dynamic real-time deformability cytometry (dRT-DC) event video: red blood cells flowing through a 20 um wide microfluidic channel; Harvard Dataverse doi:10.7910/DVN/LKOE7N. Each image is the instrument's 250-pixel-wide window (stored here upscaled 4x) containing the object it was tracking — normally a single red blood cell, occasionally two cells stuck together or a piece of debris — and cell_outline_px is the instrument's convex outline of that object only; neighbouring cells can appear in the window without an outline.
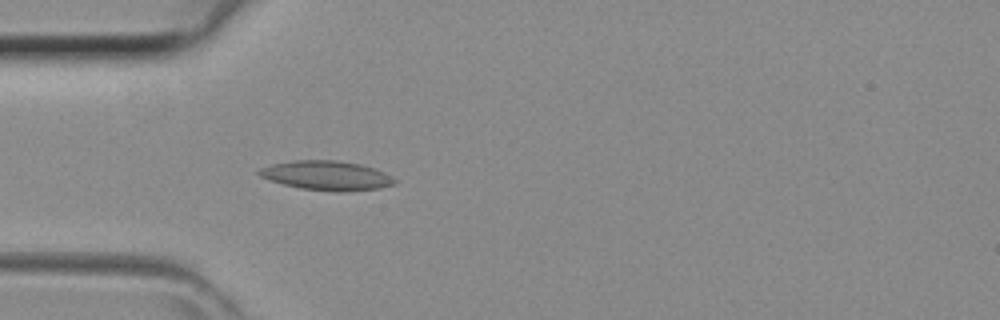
{"species": "common noctule bat (a hibernating species)", "species_latin": "Nyctalus noctula", "temperature_condition": "room temperature", "stored_images_in_passage": 29, "camera_frame_rate_fps": 3000, "um_per_image_px": 0.085, "animal": {"sex": "female", "body_mass_g": 29.2, "forearm_length_mm": 56.3}, "frame": {"image": 1, "passage_image": 2, "time_ms": 0.333, "image_size_px": [1000, 320], "cell_outline_px": [[396, 184], [380, 188], [340, 192], [336, 192], [300, 188], [284, 184], [260, 176], [256, 172], [260, 168], [272, 164], [296, 160], [336, 160], [360, 164], [384, 172], [392, 176], [396, 180]], "centroid_in_image_um": [27.79, 14.92], "position_along_channel_um": 57.2, "area_um2": 23.06}}
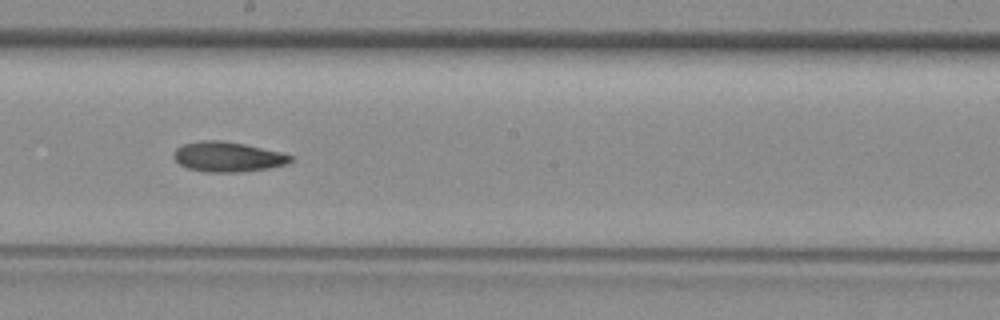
{"frame": {"image": 2, "passage_image": 13, "time_ms": 4.0, "image_size_px": [1000, 320], "cell_outline_px": [[292, 160], [284, 164], [268, 168], [240, 172], [204, 172], [188, 168], [180, 164], [172, 156], [176, 148], [184, 144], [200, 140], [220, 140], [244, 144], [280, 152], [292, 156]], "centroid_in_image_um": [19.31, 13.33], "position_along_channel_um": 228.9, "area_um2": 20.23}}
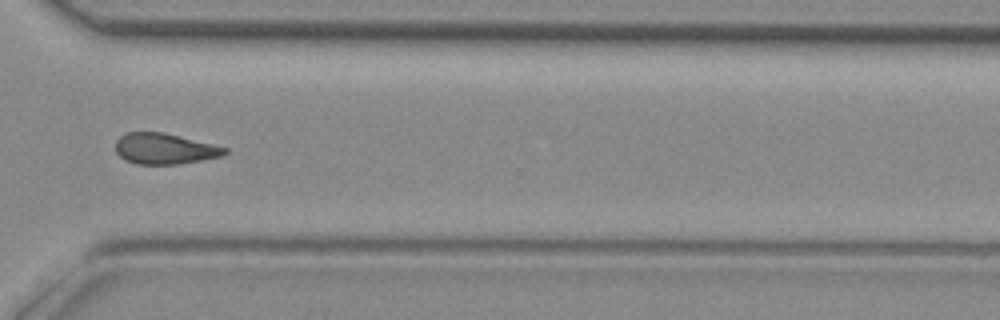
{"frame": {"image": 3, "passage_image": 21, "time_ms": 6.667, "image_size_px": [1000, 320], "cell_outline_px": [[228, 152], [224, 156], [180, 164], [136, 164], [124, 160], [116, 152], [116, 140], [120, 136], [128, 132], [160, 132], [212, 144], [228, 148]], "centroid_in_image_um": [13.99, 12.66], "position_along_channel_um": 356.6, "area_um2": 19.54}}